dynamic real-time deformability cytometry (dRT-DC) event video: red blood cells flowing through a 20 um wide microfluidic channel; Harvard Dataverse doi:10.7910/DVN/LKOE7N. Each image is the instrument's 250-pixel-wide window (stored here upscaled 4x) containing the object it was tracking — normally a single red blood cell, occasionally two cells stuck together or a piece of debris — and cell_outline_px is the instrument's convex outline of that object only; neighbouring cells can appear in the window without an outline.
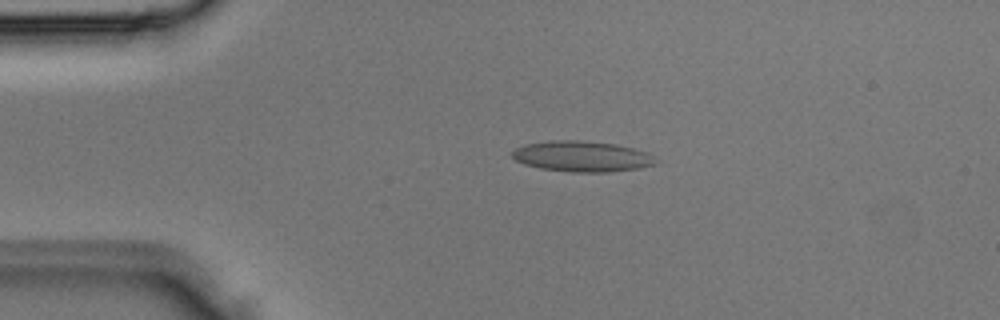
{"species": "Egyptian fruit bat (a non-hibernating species)", "species_latin": "Rousettus aegyptiacus", "temperature_condition": "room temperature", "stored_images_in_passage": 3, "camera_frame_rate_fps": 3000, "um_per_image_px": 0.085, "animal": {"sex": "male"}, "frame": {"image": 1, "passage_image": 2, "time_ms": 0.333, "image_size_px": [1000, 320], "cell_outline_px": [[660, 160], [656, 164], [640, 168], [608, 172], [572, 172], [540, 168], [524, 164], [516, 160], [512, 156], [512, 152], [516, 148], [524, 144], [552, 140], [580, 140], [616, 144], [648, 152]], "centroid_in_image_um": [49.51, 13.29], "position_along_channel_um": 35.5, "area_um2": 25.84}}